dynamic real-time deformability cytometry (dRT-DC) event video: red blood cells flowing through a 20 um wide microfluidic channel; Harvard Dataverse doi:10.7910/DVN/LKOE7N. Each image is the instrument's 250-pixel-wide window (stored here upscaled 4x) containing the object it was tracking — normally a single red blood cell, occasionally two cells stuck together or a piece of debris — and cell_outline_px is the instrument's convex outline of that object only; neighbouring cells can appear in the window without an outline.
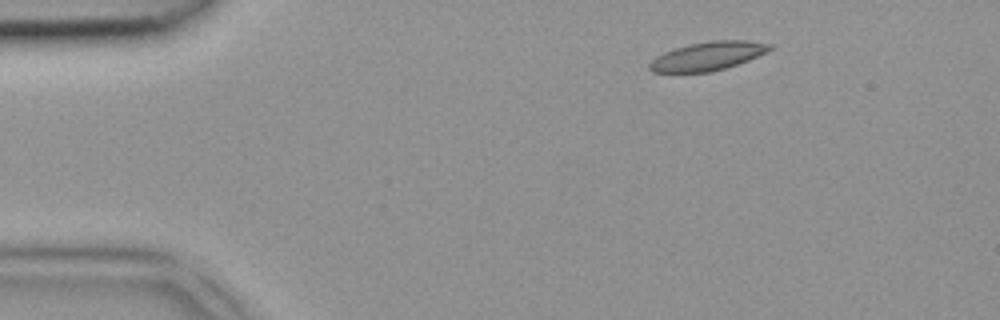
{"species": "common noctule bat (a hibernating species)", "species_latin": "Nyctalus noctula", "temperature_condition": "room temperature", "stored_images_in_passage": 3, "camera_frame_rate_fps": 3000, "um_per_image_px": 0.085, "animal": {"sex": "female", "body_mass_g": 18.4}, "frame": {"image": 1, "passage_image": 1, "time_ms": 0.0, "image_size_px": [1000, 320], "cell_outline_px": [[776, 48], [768, 52], [748, 60], [712, 72], [652, 72], [648, 68], [648, 64], [656, 56], [664, 52], [688, 44], [712, 40], [744, 40], [772, 44]], "centroid_in_image_um": [60.18, 4.76], "position_along_channel_um": 24.8, "area_um2": 20.11}}